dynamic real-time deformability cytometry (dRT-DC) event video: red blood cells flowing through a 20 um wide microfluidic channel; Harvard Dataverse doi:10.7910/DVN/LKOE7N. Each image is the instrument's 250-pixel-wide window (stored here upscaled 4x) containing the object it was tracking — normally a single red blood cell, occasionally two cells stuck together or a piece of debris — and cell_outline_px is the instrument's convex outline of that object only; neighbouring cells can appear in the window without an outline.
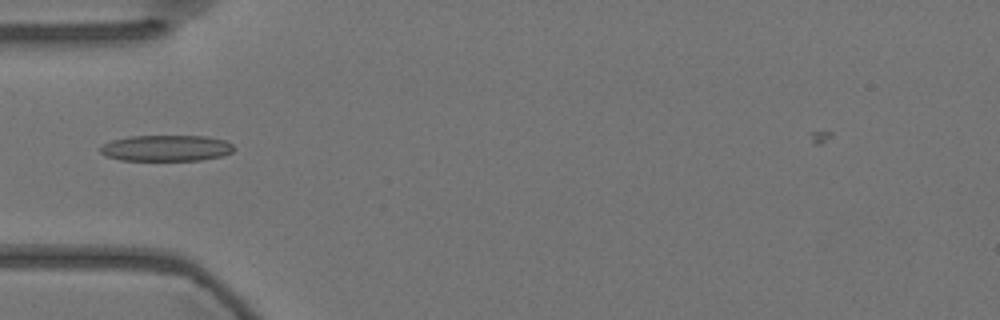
{"species": "Egyptian fruit bat (a non-hibernating species)", "species_latin": "Rousettus aegyptiacus", "temperature_condition": "warm", "stored_images_in_passage": 40, "camera_frame_rate_fps": 3000, "um_per_image_px": 0.085, "animal": {"sex": "female"}, "frame": {"image": 1, "passage_image": 1, "time_ms": 0.0, "image_size_px": [1000, 320], "cell_outline_px": [[232, 152], [224, 156], [200, 160], [120, 160], [104, 156], [100, 152], [100, 148], [104, 144], [112, 140], [128, 136], [204, 136], [224, 140], [232, 144]], "centroid_in_image_um": [14.1, 12.59], "position_along_channel_um": 70.9, "area_um2": 20.29}}
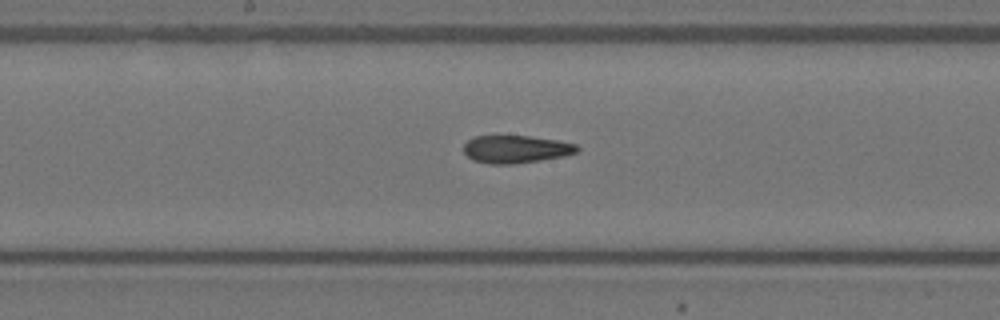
{"frame": {"image": 2, "passage_image": 12, "time_ms": 3.667, "image_size_px": [1000, 320], "cell_outline_px": [[580, 148], [576, 152], [564, 156], [516, 164], [488, 164], [472, 160], [464, 152], [464, 144], [472, 136], [528, 136], [556, 140], [576, 144]], "centroid_in_image_um": [43.82, 12.69], "position_along_channel_um": 204.4, "area_um2": 18.32}}
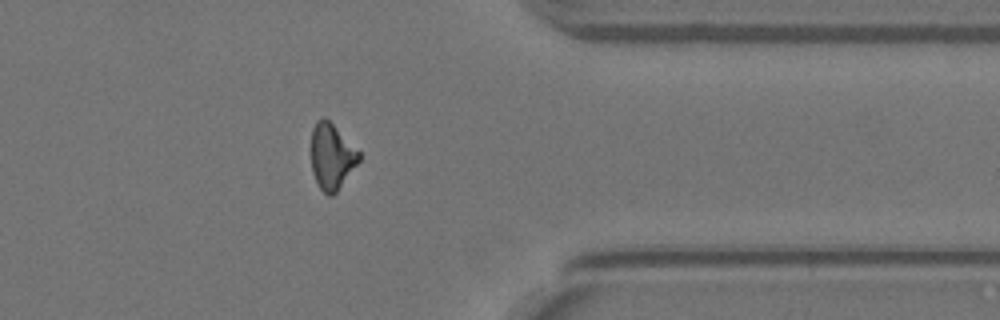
{"frame": {"image": 3, "passage_image": 28, "time_ms": 9.0, "image_size_px": [1000, 320], "cell_outline_px": [[360, 160], [336, 192], [332, 196], [328, 196], [320, 188], [312, 172], [312, 128], [316, 120], [324, 116], [360, 152]], "centroid_in_image_um": [28.19, 13.29], "position_along_channel_um": 383.2, "area_um2": 18.03}}